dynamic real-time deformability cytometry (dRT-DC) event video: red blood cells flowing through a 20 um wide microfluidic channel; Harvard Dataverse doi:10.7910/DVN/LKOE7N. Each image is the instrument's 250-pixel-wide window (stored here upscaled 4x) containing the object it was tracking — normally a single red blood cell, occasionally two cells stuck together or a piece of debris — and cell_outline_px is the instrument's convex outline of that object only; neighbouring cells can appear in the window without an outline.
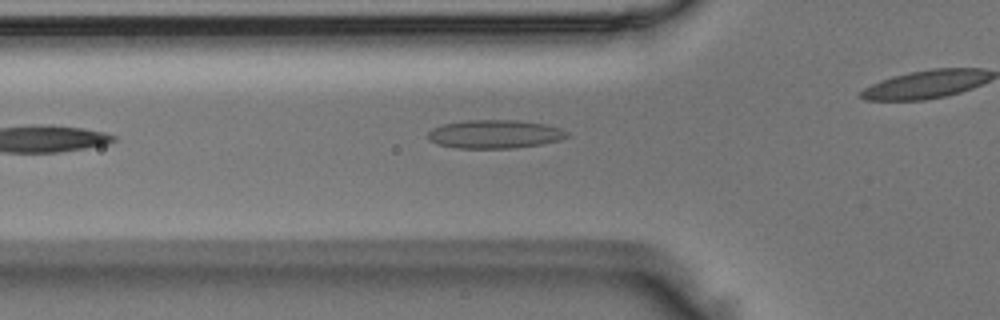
{"species": "Egyptian fruit bat (a non-hibernating species)", "species_latin": "Rousettus aegyptiacus", "temperature_condition": "room temperature", "stored_images_in_passage": 5, "camera_frame_rate_fps": 3000, "um_per_image_px": 0.085, "animal": {"sex": "male"}, "frame": {"image": 1, "passage_image": 4, "time_ms": 1.0, "image_size_px": [1000, 320], "cell_outline_px": [[572, 136], [560, 140], [540, 144], [512, 148], [456, 148], [436, 144], [428, 140], [428, 132], [432, 128], [444, 124], [468, 120], [516, 120], [544, 124], [560, 128], [568, 132]], "centroid_in_image_um": [42.06, 11.4], "position_along_channel_um": 83.7, "area_um2": 23.12}}